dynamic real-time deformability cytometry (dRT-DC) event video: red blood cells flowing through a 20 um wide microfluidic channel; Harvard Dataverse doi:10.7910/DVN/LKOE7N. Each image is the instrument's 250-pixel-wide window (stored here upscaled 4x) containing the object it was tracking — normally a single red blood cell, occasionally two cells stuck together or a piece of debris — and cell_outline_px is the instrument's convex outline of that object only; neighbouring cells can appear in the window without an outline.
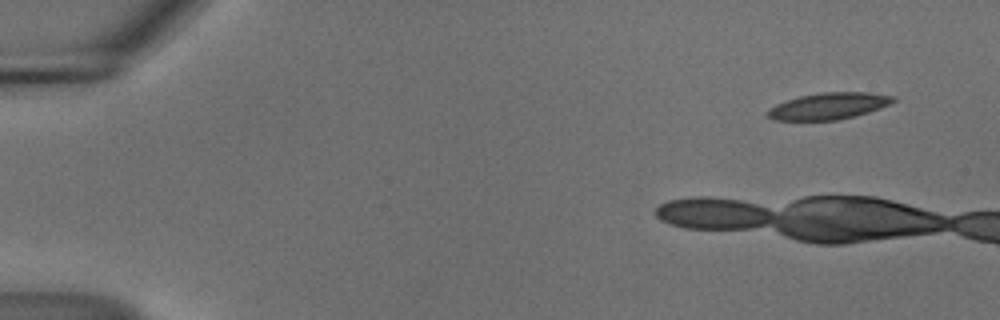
{"species": "common noctule bat (a hibernating species)", "species_latin": "Nyctalus noctula", "temperature_condition": "cold", "stored_images_in_passage": 5, "camera_frame_rate_fps": 3000, "um_per_image_px": 0.085, "animal": {"sex": "male", "body_mass_g": 18.8}, "frame": {"image": 1, "passage_image": 2, "time_ms": 0.333, "image_size_px": [1000, 320], "cell_outline_px": [[932, 228], [908, 232], [844, 240], [816, 240], [864, 200], [880, 200], [896, 204], [920, 212]], "centroid_in_image_um": [74.47, 18.83], "position_along_channel_um": 10.5, "area_um2": 19.65}}